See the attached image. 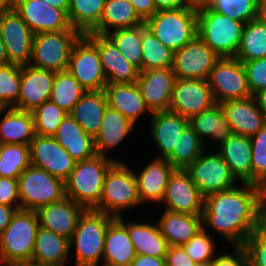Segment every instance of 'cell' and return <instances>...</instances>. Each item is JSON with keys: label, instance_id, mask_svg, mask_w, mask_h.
Here are the masks:
<instances>
[{"label": "cell", "instance_id": "48", "mask_svg": "<svg viewBox=\"0 0 266 266\" xmlns=\"http://www.w3.org/2000/svg\"><path fill=\"white\" fill-rule=\"evenodd\" d=\"M252 158V184L266 188V124L250 137Z\"/></svg>", "mask_w": 266, "mask_h": 266}, {"label": "cell", "instance_id": "52", "mask_svg": "<svg viewBox=\"0 0 266 266\" xmlns=\"http://www.w3.org/2000/svg\"><path fill=\"white\" fill-rule=\"evenodd\" d=\"M0 204L13 208H21L18 179L0 177Z\"/></svg>", "mask_w": 266, "mask_h": 266}, {"label": "cell", "instance_id": "45", "mask_svg": "<svg viewBox=\"0 0 266 266\" xmlns=\"http://www.w3.org/2000/svg\"><path fill=\"white\" fill-rule=\"evenodd\" d=\"M204 4L212 11L239 22L257 18L258 0H207Z\"/></svg>", "mask_w": 266, "mask_h": 266}, {"label": "cell", "instance_id": "3", "mask_svg": "<svg viewBox=\"0 0 266 266\" xmlns=\"http://www.w3.org/2000/svg\"><path fill=\"white\" fill-rule=\"evenodd\" d=\"M245 23L197 6V35L220 57H236Z\"/></svg>", "mask_w": 266, "mask_h": 266}, {"label": "cell", "instance_id": "9", "mask_svg": "<svg viewBox=\"0 0 266 266\" xmlns=\"http://www.w3.org/2000/svg\"><path fill=\"white\" fill-rule=\"evenodd\" d=\"M18 189L22 210L37 211L65 197L64 182L33 165L18 177Z\"/></svg>", "mask_w": 266, "mask_h": 266}, {"label": "cell", "instance_id": "17", "mask_svg": "<svg viewBox=\"0 0 266 266\" xmlns=\"http://www.w3.org/2000/svg\"><path fill=\"white\" fill-rule=\"evenodd\" d=\"M215 104L207 80L177 78L169 110L190 119Z\"/></svg>", "mask_w": 266, "mask_h": 266}, {"label": "cell", "instance_id": "37", "mask_svg": "<svg viewBox=\"0 0 266 266\" xmlns=\"http://www.w3.org/2000/svg\"><path fill=\"white\" fill-rule=\"evenodd\" d=\"M189 125L204 142V145L206 137H211L213 140L220 142L219 145H221L233 134L221 105L217 103L200 114L191 117Z\"/></svg>", "mask_w": 266, "mask_h": 266}, {"label": "cell", "instance_id": "44", "mask_svg": "<svg viewBox=\"0 0 266 266\" xmlns=\"http://www.w3.org/2000/svg\"><path fill=\"white\" fill-rule=\"evenodd\" d=\"M30 165L29 145L0 144V177L18 179Z\"/></svg>", "mask_w": 266, "mask_h": 266}, {"label": "cell", "instance_id": "58", "mask_svg": "<svg viewBox=\"0 0 266 266\" xmlns=\"http://www.w3.org/2000/svg\"><path fill=\"white\" fill-rule=\"evenodd\" d=\"M21 208H13L10 206H5L0 204V234L6 229L9 225L13 215L17 210Z\"/></svg>", "mask_w": 266, "mask_h": 266}, {"label": "cell", "instance_id": "26", "mask_svg": "<svg viewBox=\"0 0 266 266\" xmlns=\"http://www.w3.org/2000/svg\"><path fill=\"white\" fill-rule=\"evenodd\" d=\"M251 152L250 137L234 133L220 145L218 151L235 179L248 184H252Z\"/></svg>", "mask_w": 266, "mask_h": 266}, {"label": "cell", "instance_id": "42", "mask_svg": "<svg viewBox=\"0 0 266 266\" xmlns=\"http://www.w3.org/2000/svg\"><path fill=\"white\" fill-rule=\"evenodd\" d=\"M142 70L172 68L174 52L142 24Z\"/></svg>", "mask_w": 266, "mask_h": 266}, {"label": "cell", "instance_id": "65", "mask_svg": "<svg viewBox=\"0 0 266 266\" xmlns=\"http://www.w3.org/2000/svg\"><path fill=\"white\" fill-rule=\"evenodd\" d=\"M195 266H213V261H208L204 263H196Z\"/></svg>", "mask_w": 266, "mask_h": 266}, {"label": "cell", "instance_id": "25", "mask_svg": "<svg viewBox=\"0 0 266 266\" xmlns=\"http://www.w3.org/2000/svg\"><path fill=\"white\" fill-rule=\"evenodd\" d=\"M151 117L150 134L161 151V156L157 158L166 159L172 153L183 130L189 125V119L170 110L152 112Z\"/></svg>", "mask_w": 266, "mask_h": 266}, {"label": "cell", "instance_id": "46", "mask_svg": "<svg viewBox=\"0 0 266 266\" xmlns=\"http://www.w3.org/2000/svg\"><path fill=\"white\" fill-rule=\"evenodd\" d=\"M21 86V66L16 64L0 65V108L17 105Z\"/></svg>", "mask_w": 266, "mask_h": 266}, {"label": "cell", "instance_id": "10", "mask_svg": "<svg viewBox=\"0 0 266 266\" xmlns=\"http://www.w3.org/2000/svg\"><path fill=\"white\" fill-rule=\"evenodd\" d=\"M207 81L217 104L252 96L244 65L235 57H221Z\"/></svg>", "mask_w": 266, "mask_h": 266}, {"label": "cell", "instance_id": "12", "mask_svg": "<svg viewBox=\"0 0 266 266\" xmlns=\"http://www.w3.org/2000/svg\"><path fill=\"white\" fill-rule=\"evenodd\" d=\"M67 71L86 91L105 90L107 79L98 48L85 35L75 43Z\"/></svg>", "mask_w": 266, "mask_h": 266}, {"label": "cell", "instance_id": "7", "mask_svg": "<svg viewBox=\"0 0 266 266\" xmlns=\"http://www.w3.org/2000/svg\"><path fill=\"white\" fill-rule=\"evenodd\" d=\"M140 204L134 171L122 161L115 162L106 173L100 204L95 210L118 218L123 210Z\"/></svg>", "mask_w": 266, "mask_h": 266}, {"label": "cell", "instance_id": "67", "mask_svg": "<svg viewBox=\"0 0 266 266\" xmlns=\"http://www.w3.org/2000/svg\"><path fill=\"white\" fill-rule=\"evenodd\" d=\"M264 206H265V212H266V188L264 189Z\"/></svg>", "mask_w": 266, "mask_h": 266}, {"label": "cell", "instance_id": "31", "mask_svg": "<svg viewBox=\"0 0 266 266\" xmlns=\"http://www.w3.org/2000/svg\"><path fill=\"white\" fill-rule=\"evenodd\" d=\"M5 111L0 120V144L30 145L36 135L32 112L12 107L0 109V115Z\"/></svg>", "mask_w": 266, "mask_h": 266}, {"label": "cell", "instance_id": "5", "mask_svg": "<svg viewBox=\"0 0 266 266\" xmlns=\"http://www.w3.org/2000/svg\"><path fill=\"white\" fill-rule=\"evenodd\" d=\"M39 226L36 211H16L0 234V266L31 260Z\"/></svg>", "mask_w": 266, "mask_h": 266}, {"label": "cell", "instance_id": "50", "mask_svg": "<svg viewBox=\"0 0 266 266\" xmlns=\"http://www.w3.org/2000/svg\"><path fill=\"white\" fill-rule=\"evenodd\" d=\"M243 247L247 266H266V220L250 234Z\"/></svg>", "mask_w": 266, "mask_h": 266}, {"label": "cell", "instance_id": "60", "mask_svg": "<svg viewBox=\"0 0 266 266\" xmlns=\"http://www.w3.org/2000/svg\"><path fill=\"white\" fill-rule=\"evenodd\" d=\"M46 3L55 8L63 9L66 13L68 12V7L70 0H44Z\"/></svg>", "mask_w": 266, "mask_h": 266}, {"label": "cell", "instance_id": "2", "mask_svg": "<svg viewBox=\"0 0 266 266\" xmlns=\"http://www.w3.org/2000/svg\"><path fill=\"white\" fill-rule=\"evenodd\" d=\"M119 160L95 154L92 158L78 161L64 182L65 196L86 210L96 209L100 204L103 184L110 167Z\"/></svg>", "mask_w": 266, "mask_h": 266}, {"label": "cell", "instance_id": "16", "mask_svg": "<svg viewBox=\"0 0 266 266\" xmlns=\"http://www.w3.org/2000/svg\"><path fill=\"white\" fill-rule=\"evenodd\" d=\"M29 147L31 165L44 169L63 182L67 180L76 161L53 136L36 134Z\"/></svg>", "mask_w": 266, "mask_h": 266}, {"label": "cell", "instance_id": "34", "mask_svg": "<svg viewBox=\"0 0 266 266\" xmlns=\"http://www.w3.org/2000/svg\"><path fill=\"white\" fill-rule=\"evenodd\" d=\"M69 251V239L39 226L31 261L50 266H64Z\"/></svg>", "mask_w": 266, "mask_h": 266}, {"label": "cell", "instance_id": "32", "mask_svg": "<svg viewBox=\"0 0 266 266\" xmlns=\"http://www.w3.org/2000/svg\"><path fill=\"white\" fill-rule=\"evenodd\" d=\"M107 107L108 100L104 90L86 91L75 104L70 115L94 139L101 128Z\"/></svg>", "mask_w": 266, "mask_h": 266}, {"label": "cell", "instance_id": "38", "mask_svg": "<svg viewBox=\"0 0 266 266\" xmlns=\"http://www.w3.org/2000/svg\"><path fill=\"white\" fill-rule=\"evenodd\" d=\"M106 0H70L68 18L71 27L83 35L90 33L99 23Z\"/></svg>", "mask_w": 266, "mask_h": 266}, {"label": "cell", "instance_id": "28", "mask_svg": "<svg viewBox=\"0 0 266 266\" xmlns=\"http://www.w3.org/2000/svg\"><path fill=\"white\" fill-rule=\"evenodd\" d=\"M108 106L120 112L135 125L144 112H150L136 83L107 84Z\"/></svg>", "mask_w": 266, "mask_h": 266}, {"label": "cell", "instance_id": "56", "mask_svg": "<svg viewBox=\"0 0 266 266\" xmlns=\"http://www.w3.org/2000/svg\"><path fill=\"white\" fill-rule=\"evenodd\" d=\"M156 12L163 10H173L192 6L193 0H154Z\"/></svg>", "mask_w": 266, "mask_h": 266}, {"label": "cell", "instance_id": "23", "mask_svg": "<svg viewBox=\"0 0 266 266\" xmlns=\"http://www.w3.org/2000/svg\"><path fill=\"white\" fill-rule=\"evenodd\" d=\"M220 105L234 134L252 137L266 124V118L253 95L244 99L228 100Z\"/></svg>", "mask_w": 266, "mask_h": 266}, {"label": "cell", "instance_id": "29", "mask_svg": "<svg viewBox=\"0 0 266 266\" xmlns=\"http://www.w3.org/2000/svg\"><path fill=\"white\" fill-rule=\"evenodd\" d=\"M157 224L169 246H182L203 229V216L165 210Z\"/></svg>", "mask_w": 266, "mask_h": 266}, {"label": "cell", "instance_id": "8", "mask_svg": "<svg viewBox=\"0 0 266 266\" xmlns=\"http://www.w3.org/2000/svg\"><path fill=\"white\" fill-rule=\"evenodd\" d=\"M82 35L79 30L34 35L29 65L55 73L67 70L72 49Z\"/></svg>", "mask_w": 266, "mask_h": 266}, {"label": "cell", "instance_id": "49", "mask_svg": "<svg viewBox=\"0 0 266 266\" xmlns=\"http://www.w3.org/2000/svg\"><path fill=\"white\" fill-rule=\"evenodd\" d=\"M182 247L195 263H204L215 259V244L205 228L201 229Z\"/></svg>", "mask_w": 266, "mask_h": 266}, {"label": "cell", "instance_id": "19", "mask_svg": "<svg viewBox=\"0 0 266 266\" xmlns=\"http://www.w3.org/2000/svg\"><path fill=\"white\" fill-rule=\"evenodd\" d=\"M176 80L172 68L139 71L136 84L151 112L169 110Z\"/></svg>", "mask_w": 266, "mask_h": 266}, {"label": "cell", "instance_id": "39", "mask_svg": "<svg viewBox=\"0 0 266 266\" xmlns=\"http://www.w3.org/2000/svg\"><path fill=\"white\" fill-rule=\"evenodd\" d=\"M235 58L239 61L266 58V25L258 18L245 23Z\"/></svg>", "mask_w": 266, "mask_h": 266}, {"label": "cell", "instance_id": "61", "mask_svg": "<svg viewBox=\"0 0 266 266\" xmlns=\"http://www.w3.org/2000/svg\"><path fill=\"white\" fill-rule=\"evenodd\" d=\"M257 18L266 25V0H258Z\"/></svg>", "mask_w": 266, "mask_h": 266}, {"label": "cell", "instance_id": "40", "mask_svg": "<svg viewBox=\"0 0 266 266\" xmlns=\"http://www.w3.org/2000/svg\"><path fill=\"white\" fill-rule=\"evenodd\" d=\"M86 90L67 71L55 73L50 101L57 104L67 114H70Z\"/></svg>", "mask_w": 266, "mask_h": 266}, {"label": "cell", "instance_id": "47", "mask_svg": "<svg viewBox=\"0 0 266 266\" xmlns=\"http://www.w3.org/2000/svg\"><path fill=\"white\" fill-rule=\"evenodd\" d=\"M32 114L36 134L40 136H54L67 113L49 100L32 111Z\"/></svg>", "mask_w": 266, "mask_h": 266}, {"label": "cell", "instance_id": "66", "mask_svg": "<svg viewBox=\"0 0 266 266\" xmlns=\"http://www.w3.org/2000/svg\"><path fill=\"white\" fill-rule=\"evenodd\" d=\"M193 1L198 6V5L204 4L207 0H193Z\"/></svg>", "mask_w": 266, "mask_h": 266}, {"label": "cell", "instance_id": "15", "mask_svg": "<svg viewBox=\"0 0 266 266\" xmlns=\"http://www.w3.org/2000/svg\"><path fill=\"white\" fill-rule=\"evenodd\" d=\"M13 8L34 35L44 32L77 30L71 27L68 14L44 0H14Z\"/></svg>", "mask_w": 266, "mask_h": 266}, {"label": "cell", "instance_id": "11", "mask_svg": "<svg viewBox=\"0 0 266 266\" xmlns=\"http://www.w3.org/2000/svg\"><path fill=\"white\" fill-rule=\"evenodd\" d=\"M205 152L185 169L201 195L206 197L235 187L237 180L222 156L217 151Z\"/></svg>", "mask_w": 266, "mask_h": 266}, {"label": "cell", "instance_id": "62", "mask_svg": "<svg viewBox=\"0 0 266 266\" xmlns=\"http://www.w3.org/2000/svg\"><path fill=\"white\" fill-rule=\"evenodd\" d=\"M14 0H0V15L13 9Z\"/></svg>", "mask_w": 266, "mask_h": 266}, {"label": "cell", "instance_id": "21", "mask_svg": "<svg viewBox=\"0 0 266 266\" xmlns=\"http://www.w3.org/2000/svg\"><path fill=\"white\" fill-rule=\"evenodd\" d=\"M84 35L98 48L107 84L136 83L139 70L127 61L106 36L92 32Z\"/></svg>", "mask_w": 266, "mask_h": 266}, {"label": "cell", "instance_id": "57", "mask_svg": "<svg viewBox=\"0 0 266 266\" xmlns=\"http://www.w3.org/2000/svg\"><path fill=\"white\" fill-rule=\"evenodd\" d=\"M130 266H166V260L165 258L136 254Z\"/></svg>", "mask_w": 266, "mask_h": 266}, {"label": "cell", "instance_id": "20", "mask_svg": "<svg viewBox=\"0 0 266 266\" xmlns=\"http://www.w3.org/2000/svg\"><path fill=\"white\" fill-rule=\"evenodd\" d=\"M55 72L39 69L31 65L21 66V86L17 105L18 110L34 111L50 100Z\"/></svg>", "mask_w": 266, "mask_h": 266}, {"label": "cell", "instance_id": "18", "mask_svg": "<svg viewBox=\"0 0 266 266\" xmlns=\"http://www.w3.org/2000/svg\"><path fill=\"white\" fill-rule=\"evenodd\" d=\"M163 202L170 212L203 215L204 197L185 169L171 173Z\"/></svg>", "mask_w": 266, "mask_h": 266}, {"label": "cell", "instance_id": "13", "mask_svg": "<svg viewBox=\"0 0 266 266\" xmlns=\"http://www.w3.org/2000/svg\"><path fill=\"white\" fill-rule=\"evenodd\" d=\"M221 57L198 35L174 52L173 72L178 79L207 80Z\"/></svg>", "mask_w": 266, "mask_h": 266}, {"label": "cell", "instance_id": "63", "mask_svg": "<svg viewBox=\"0 0 266 266\" xmlns=\"http://www.w3.org/2000/svg\"><path fill=\"white\" fill-rule=\"evenodd\" d=\"M5 64H8V57L6 54L5 45L0 36V65H5Z\"/></svg>", "mask_w": 266, "mask_h": 266}, {"label": "cell", "instance_id": "59", "mask_svg": "<svg viewBox=\"0 0 266 266\" xmlns=\"http://www.w3.org/2000/svg\"><path fill=\"white\" fill-rule=\"evenodd\" d=\"M253 97L256 99L259 109L263 112L266 118V88L261 89L253 94Z\"/></svg>", "mask_w": 266, "mask_h": 266}, {"label": "cell", "instance_id": "36", "mask_svg": "<svg viewBox=\"0 0 266 266\" xmlns=\"http://www.w3.org/2000/svg\"><path fill=\"white\" fill-rule=\"evenodd\" d=\"M144 24L129 0H106L100 23L91 31L103 35ZM112 30H111V29Z\"/></svg>", "mask_w": 266, "mask_h": 266}, {"label": "cell", "instance_id": "55", "mask_svg": "<svg viewBox=\"0 0 266 266\" xmlns=\"http://www.w3.org/2000/svg\"><path fill=\"white\" fill-rule=\"evenodd\" d=\"M139 18L145 22L156 13L154 0H129Z\"/></svg>", "mask_w": 266, "mask_h": 266}, {"label": "cell", "instance_id": "43", "mask_svg": "<svg viewBox=\"0 0 266 266\" xmlns=\"http://www.w3.org/2000/svg\"><path fill=\"white\" fill-rule=\"evenodd\" d=\"M139 71H142V24L132 28L111 31L105 35Z\"/></svg>", "mask_w": 266, "mask_h": 266}, {"label": "cell", "instance_id": "64", "mask_svg": "<svg viewBox=\"0 0 266 266\" xmlns=\"http://www.w3.org/2000/svg\"><path fill=\"white\" fill-rule=\"evenodd\" d=\"M5 266H50V265H45V264L37 263V262L30 260V261L12 263V264H8Z\"/></svg>", "mask_w": 266, "mask_h": 266}, {"label": "cell", "instance_id": "27", "mask_svg": "<svg viewBox=\"0 0 266 266\" xmlns=\"http://www.w3.org/2000/svg\"><path fill=\"white\" fill-rule=\"evenodd\" d=\"M53 137L76 162L87 160L96 154L94 139L70 114L63 118Z\"/></svg>", "mask_w": 266, "mask_h": 266}, {"label": "cell", "instance_id": "24", "mask_svg": "<svg viewBox=\"0 0 266 266\" xmlns=\"http://www.w3.org/2000/svg\"><path fill=\"white\" fill-rule=\"evenodd\" d=\"M174 169L167 159L156 157L139 174L134 171L141 203L163 201L168 179Z\"/></svg>", "mask_w": 266, "mask_h": 266}, {"label": "cell", "instance_id": "35", "mask_svg": "<svg viewBox=\"0 0 266 266\" xmlns=\"http://www.w3.org/2000/svg\"><path fill=\"white\" fill-rule=\"evenodd\" d=\"M134 124L120 112L106 108L101 128L94 138L95 152L107 157L106 151L112 150L131 132Z\"/></svg>", "mask_w": 266, "mask_h": 266}, {"label": "cell", "instance_id": "54", "mask_svg": "<svg viewBox=\"0 0 266 266\" xmlns=\"http://www.w3.org/2000/svg\"><path fill=\"white\" fill-rule=\"evenodd\" d=\"M166 266H195L182 246H169L165 257Z\"/></svg>", "mask_w": 266, "mask_h": 266}, {"label": "cell", "instance_id": "6", "mask_svg": "<svg viewBox=\"0 0 266 266\" xmlns=\"http://www.w3.org/2000/svg\"><path fill=\"white\" fill-rule=\"evenodd\" d=\"M144 24L167 48L176 52L197 35V5L156 12Z\"/></svg>", "mask_w": 266, "mask_h": 266}, {"label": "cell", "instance_id": "41", "mask_svg": "<svg viewBox=\"0 0 266 266\" xmlns=\"http://www.w3.org/2000/svg\"><path fill=\"white\" fill-rule=\"evenodd\" d=\"M204 151V142L188 125L181 133L172 153L166 159L175 169H186Z\"/></svg>", "mask_w": 266, "mask_h": 266}, {"label": "cell", "instance_id": "22", "mask_svg": "<svg viewBox=\"0 0 266 266\" xmlns=\"http://www.w3.org/2000/svg\"><path fill=\"white\" fill-rule=\"evenodd\" d=\"M85 210L83 206L65 196L59 201L39 208L36 213L41 227L70 240Z\"/></svg>", "mask_w": 266, "mask_h": 266}, {"label": "cell", "instance_id": "1", "mask_svg": "<svg viewBox=\"0 0 266 266\" xmlns=\"http://www.w3.org/2000/svg\"><path fill=\"white\" fill-rule=\"evenodd\" d=\"M204 197L203 228H210L234 246H243L250 234L266 220L264 189L242 183Z\"/></svg>", "mask_w": 266, "mask_h": 266}, {"label": "cell", "instance_id": "53", "mask_svg": "<svg viewBox=\"0 0 266 266\" xmlns=\"http://www.w3.org/2000/svg\"><path fill=\"white\" fill-rule=\"evenodd\" d=\"M234 254L215 255L213 266H247V254L243 246H233Z\"/></svg>", "mask_w": 266, "mask_h": 266}, {"label": "cell", "instance_id": "33", "mask_svg": "<svg viewBox=\"0 0 266 266\" xmlns=\"http://www.w3.org/2000/svg\"><path fill=\"white\" fill-rule=\"evenodd\" d=\"M117 219L127 228L136 254L158 258L166 257L169 245L162 236L158 224L134 221L127 224L122 216Z\"/></svg>", "mask_w": 266, "mask_h": 266}, {"label": "cell", "instance_id": "30", "mask_svg": "<svg viewBox=\"0 0 266 266\" xmlns=\"http://www.w3.org/2000/svg\"><path fill=\"white\" fill-rule=\"evenodd\" d=\"M135 257L136 252L127 228L114 218L106 230L103 266H130Z\"/></svg>", "mask_w": 266, "mask_h": 266}, {"label": "cell", "instance_id": "14", "mask_svg": "<svg viewBox=\"0 0 266 266\" xmlns=\"http://www.w3.org/2000/svg\"><path fill=\"white\" fill-rule=\"evenodd\" d=\"M0 36L5 45L8 63L29 65L34 33L14 8L0 15Z\"/></svg>", "mask_w": 266, "mask_h": 266}, {"label": "cell", "instance_id": "51", "mask_svg": "<svg viewBox=\"0 0 266 266\" xmlns=\"http://www.w3.org/2000/svg\"><path fill=\"white\" fill-rule=\"evenodd\" d=\"M241 62L244 65L248 86L252 95L266 88V58Z\"/></svg>", "mask_w": 266, "mask_h": 266}, {"label": "cell", "instance_id": "4", "mask_svg": "<svg viewBox=\"0 0 266 266\" xmlns=\"http://www.w3.org/2000/svg\"><path fill=\"white\" fill-rule=\"evenodd\" d=\"M113 219L94 209L84 211L69 240L70 251L73 246L76 248L75 266H98L103 258L106 230Z\"/></svg>", "mask_w": 266, "mask_h": 266}]
</instances>
